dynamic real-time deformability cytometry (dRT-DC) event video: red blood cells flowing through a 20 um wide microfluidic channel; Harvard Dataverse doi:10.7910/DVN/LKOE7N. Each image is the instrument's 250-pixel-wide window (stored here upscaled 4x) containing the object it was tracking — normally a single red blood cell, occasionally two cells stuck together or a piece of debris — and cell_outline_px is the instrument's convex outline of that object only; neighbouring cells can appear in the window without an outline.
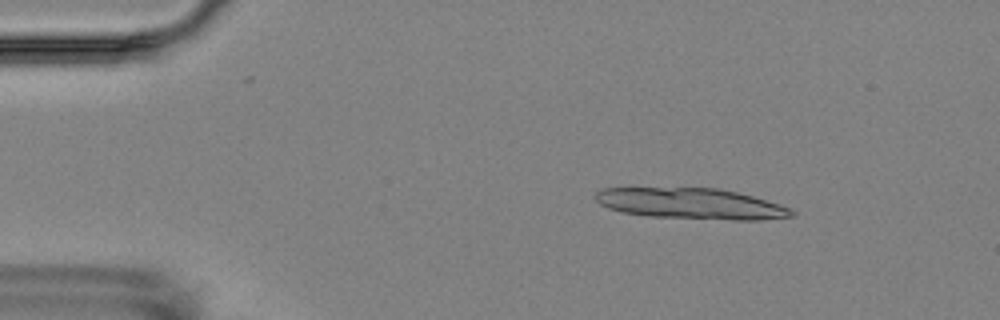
{"species": "Egyptian fruit bat (a non-hibernating species)", "species_latin": "Rousettus aegyptiacus", "temperature_condition": "room temperature", "stored_images_in_passage": 3, "camera_frame_rate_fps": 3000, "um_per_image_px": 0.085, "animal": {"sex": "female"}, "frame": {"image": 1, "passage_image": 1, "time_ms": 0.0, "image_size_px": [1000, 320], "cell_outline_px": [[796, 216], [760, 220], [732, 220], [648, 216], [624, 212], [608, 208], [600, 204], [592, 196], [600, 188], [720, 188], [752, 196], [780, 204], [796, 212]], "centroid_in_image_um": [58.74, 17.31], "position_along_channel_um": 26.3, "area_um2": 35.37}}